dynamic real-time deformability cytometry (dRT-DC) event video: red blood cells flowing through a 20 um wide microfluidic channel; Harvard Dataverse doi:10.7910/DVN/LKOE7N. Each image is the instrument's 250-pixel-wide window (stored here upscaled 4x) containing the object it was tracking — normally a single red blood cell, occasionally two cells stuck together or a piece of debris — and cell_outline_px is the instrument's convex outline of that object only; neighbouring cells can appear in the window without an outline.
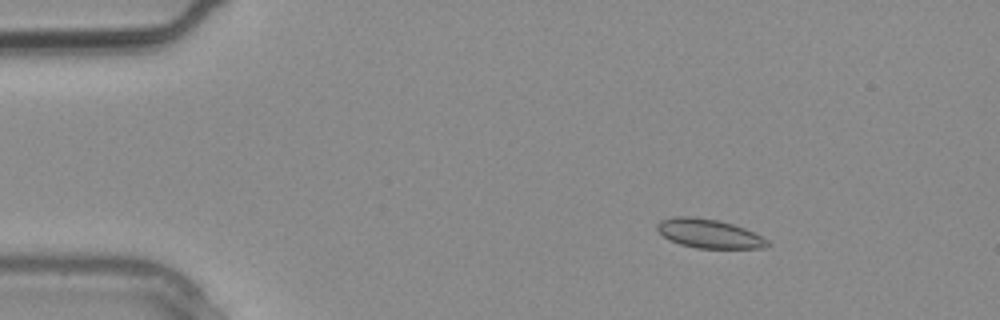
{"species": "common noctule bat (a hibernating species)", "species_latin": "Nyctalus noctula", "temperature_condition": "warm", "stored_images_in_passage": 3, "segment_of_instrument_passage": [1, 2], "camera_frame_rate_fps": 3000, "um_per_image_px": 0.085, "animal": {"sex": "male", "body_mass_g": 20.4}, "frame": {"image": 1, "passage_image": 1, "time_ms": 0.0, "image_size_px": [1000, 320], "cell_outline_px": [[772, 244], [768, 248], [696, 248], [680, 244], [668, 240], [656, 228], [656, 224], [660, 220], [672, 216], [692, 216], [720, 220], [744, 228], [768, 240]], "centroid_in_image_um": [60.25, 19.85], "position_along_channel_um": 24.7, "area_um2": 18.79}}